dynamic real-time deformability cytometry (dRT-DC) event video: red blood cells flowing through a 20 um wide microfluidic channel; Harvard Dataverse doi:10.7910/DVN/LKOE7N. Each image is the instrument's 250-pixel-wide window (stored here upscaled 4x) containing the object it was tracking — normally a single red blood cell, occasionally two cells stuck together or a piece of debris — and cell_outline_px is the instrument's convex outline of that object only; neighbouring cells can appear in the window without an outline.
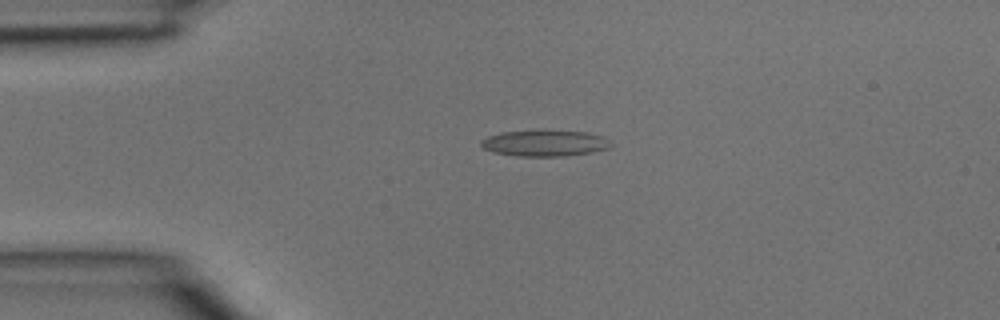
{"species": "common noctule bat (a hibernating species)", "species_latin": "Nyctalus noctula", "temperature_condition": "room temperature", "stored_images_in_passage": 2, "camera_frame_rate_fps": 3000, "um_per_image_px": 0.085, "animal": {"sex": "male", "body_mass_g": 15.6}, "frame": {"image": 1, "passage_image": 2, "time_ms": 0.333, "image_size_px": [1000, 320], "cell_outline_px": [[612, 144], [608, 148], [592, 152], [564, 156], [516, 156], [492, 152], [484, 148], [480, 144], [480, 140], [488, 136], [500, 132], [540, 128], [588, 132], [604, 136]], "centroid_in_image_um": [46.28, 12.13], "position_along_channel_um": 38.7, "area_um2": 20.58}}